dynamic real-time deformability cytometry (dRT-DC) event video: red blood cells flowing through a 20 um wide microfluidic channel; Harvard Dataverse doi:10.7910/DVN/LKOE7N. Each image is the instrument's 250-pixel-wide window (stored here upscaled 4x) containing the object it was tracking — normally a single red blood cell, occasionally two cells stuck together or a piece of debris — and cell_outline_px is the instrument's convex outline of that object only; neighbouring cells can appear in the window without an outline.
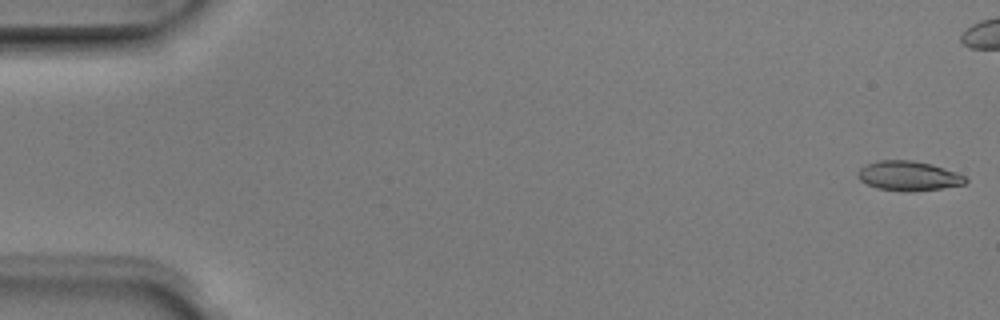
{"species": "Egyptian fruit bat (a non-hibernating species)", "species_latin": "Rousettus aegyptiacus", "temperature_condition": "room temperature", "stored_images_in_passage": 5, "camera_frame_rate_fps": 3000, "um_per_image_px": 0.085, "animal": {"sex": "male"}, "frame": {"image": 1, "passage_image": 1, "time_ms": 0.0, "image_size_px": [1000, 320], "cell_outline_px": [[968, 180], [964, 184], [940, 188], [908, 192], [876, 188], [860, 180], [856, 176], [856, 172], [860, 168], [868, 164], [880, 160], [912, 160], [932, 164], [956, 172], [964, 176]], "centroid_in_image_um": [77.2, 14.95], "position_along_channel_um": 7.8, "area_um2": 18.5}}
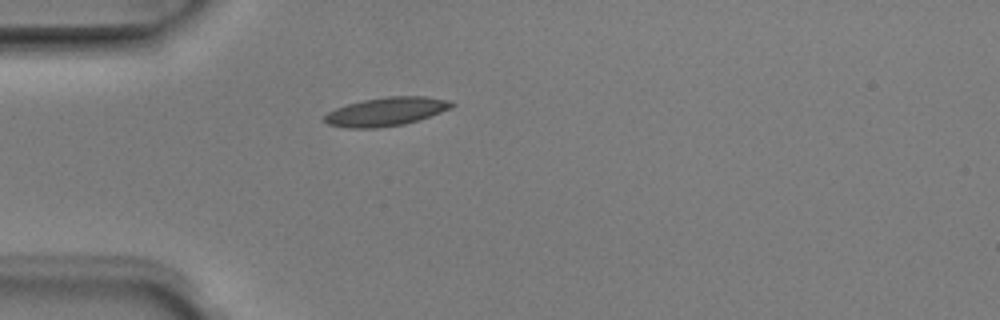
{"frame": {"image": 2, "passage_image": 5, "time_ms": 1.333, "image_size_px": [1000, 320], "cell_outline_px": [[456, 104], [452, 108], [420, 120], [404, 124], [376, 128], [348, 128], [328, 124], [324, 120], [324, 116], [328, 112], [336, 108], [348, 104], [364, 100], [388, 96], [424, 96], [452, 100]], "centroid_in_image_um": [32.88, 9.48], "position_along_channel_um": 52.1, "area_um2": 21.27}}